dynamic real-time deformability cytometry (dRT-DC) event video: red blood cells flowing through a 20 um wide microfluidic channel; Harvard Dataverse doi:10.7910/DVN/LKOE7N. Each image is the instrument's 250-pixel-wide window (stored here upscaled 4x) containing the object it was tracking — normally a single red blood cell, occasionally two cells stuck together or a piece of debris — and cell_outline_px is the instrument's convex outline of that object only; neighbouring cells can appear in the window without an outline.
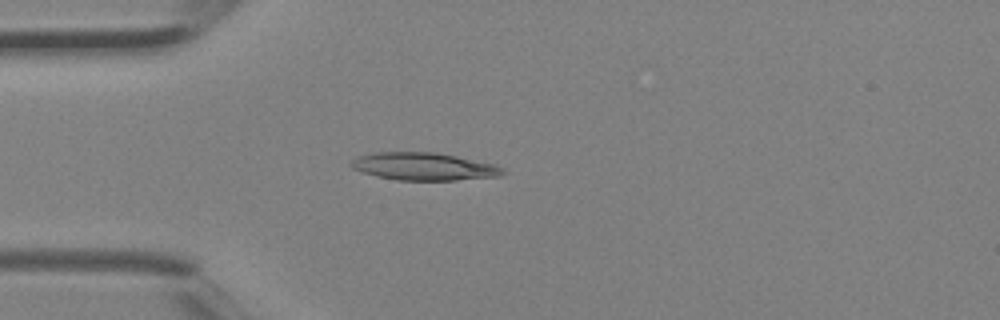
{"species": "Egyptian fruit bat (a non-hibernating species)", "species_latin": "Rousettus aegyptiacus", "temperature_condition": "room temperature", "stored_images_in_passage": 4, "camera_frame_rate_fps": 3000, "um_per_image_px": 0.085, "animal": {"sex": "female"}, "frame": {"image": 1, "passage_image": 4, "time_ms": 1.0, "image_size_px": [1000, 320], "cell_outline_px": [[504, 172], [500, 176], [456, 180], [396, 180], [376, 176], [352, 168], [348, 164], [356, 156], [376, 152], [436, 152], [496, 164], [504, 168]], "centroid_in_image_um": [36.02, 14.14], "position_along_channel_um": 49.0, "area_um2": 24.51}}